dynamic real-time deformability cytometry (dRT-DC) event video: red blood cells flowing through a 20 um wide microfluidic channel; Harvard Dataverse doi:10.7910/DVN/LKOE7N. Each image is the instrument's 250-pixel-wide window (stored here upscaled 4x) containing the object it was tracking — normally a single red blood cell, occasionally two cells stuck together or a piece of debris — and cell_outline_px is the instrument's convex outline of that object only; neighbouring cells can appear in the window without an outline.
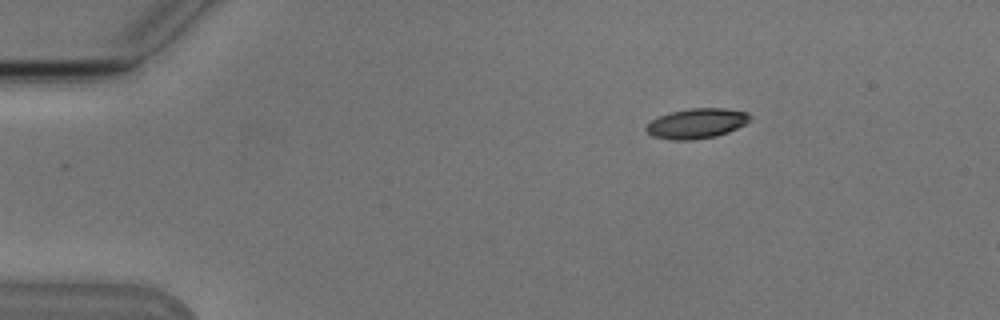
{"species": "Egyptian fruit bat (a non-hibernating species)", "species_latin": "Rousettus aegyptiacus", "temperature_condition": "cold", "stored_images_in_passage": 3, "camera_frame_rate_fps": 3000, "um_per_image_px": 0.085, "animal": {"sex": "male"}, "frame": {"image": 1, "passage_image": 1, "time_ms": 0.0, "image_size_px": [1000, 320], "cell_outline_px": [[748, 120], [744, 124], [728, 132], [716, 136], [688, 140], [676, 140], [652, 136], [644, 128], [652, 120], [660, 116], [672, 112], [688, 108], [724, 108], [748, 112]], "centroid_in_image_um": [59.19, 10.48], "position_along_channel_um": 25.8, "area_um2": 17.8}}